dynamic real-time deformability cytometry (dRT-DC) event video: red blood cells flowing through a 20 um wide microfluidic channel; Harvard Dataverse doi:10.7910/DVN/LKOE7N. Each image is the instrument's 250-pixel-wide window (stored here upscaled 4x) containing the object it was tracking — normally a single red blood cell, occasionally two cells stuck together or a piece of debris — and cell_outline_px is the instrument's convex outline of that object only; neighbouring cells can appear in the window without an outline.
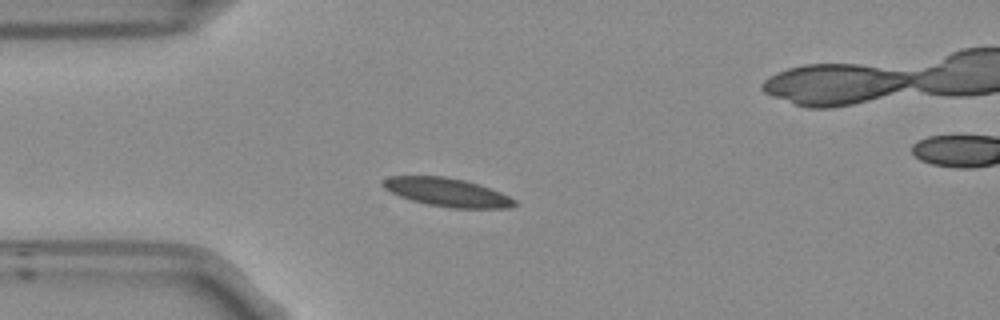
{"species": "Egyptian fruit bat (a non-hibernating species)", "species_latin": "Rousettus aegyptiacus", "temperature_condition": "room temperature", "stored_images_in_passage": 42, "camera_frame_rate_fps": 3000, "um_per_image_px": 0.085, "frame": {"image": 1, "passage_image": 1, "time_ms": 0.0, "image_size_px": [1000, 320], "cell_outline_px": [[520, 204], [508, 208], [452, 208], [428, 204], [412, 200], [400, 196], [384, 188], [380, 184], [388, 176], [444, 176], [464, 180], [480, 184], [500, 192], [516, 200]], "centroid_in_image_um": [38.04, 16.34], "position_along_channel_um": 47.0, "area_um2": 21.79}}
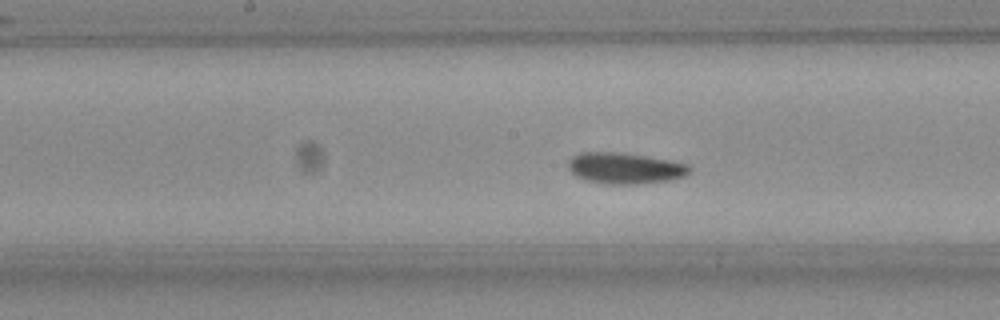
{"frame": {"image": 2, "passage_image": 14, "time_ms": 4.333, "image_size_px": [1000, 320], "cell_outline_px": [[692, 172], [684, 176], [668, 180], [636, 184], [604, 184], [584, 180], [576, 176], [568, 168], [568, 160], [572, 156], [580, 152], [616, 152], [648, 156], [688, 164], [692, 168]], "centroid_in_image_um": [53.11, 14.29], "position_along_channel_um": 195.1, "area_um2": 22.14}}
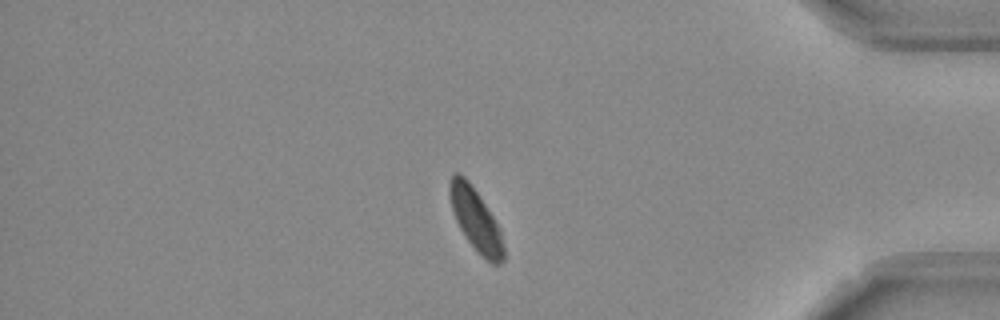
{"frame": {"image": 3, "passage_image": 33, "time_ms": 10.667, "image_size_px": [1000, 320], "cell_outline_px": [[504, 260], [500, 264], [492, 264], [480, 256], [468, 240], [460, 228], [452, 212], [448, 192], [448, 180], [452, 172], [456, 172], [464, 176], [468, 180], [500, 228], [504, 248]], "centroid_in_image_um": [40.4, 18.67], "position_along_channel_um": 394.8, "area_um2": 19.65}, "authors_computed_cell_mechanics": {"area_um2": 20.8369, "velocity_mm_per_s": 3.6964, "shape_relaxation_time_tau1_ms": 2.5581, "shape_relaxation_time_tau2_ms": 1.7019, "deformation_change_tau1": 0.1127, "deformation_change_tau2": 0.0655}}